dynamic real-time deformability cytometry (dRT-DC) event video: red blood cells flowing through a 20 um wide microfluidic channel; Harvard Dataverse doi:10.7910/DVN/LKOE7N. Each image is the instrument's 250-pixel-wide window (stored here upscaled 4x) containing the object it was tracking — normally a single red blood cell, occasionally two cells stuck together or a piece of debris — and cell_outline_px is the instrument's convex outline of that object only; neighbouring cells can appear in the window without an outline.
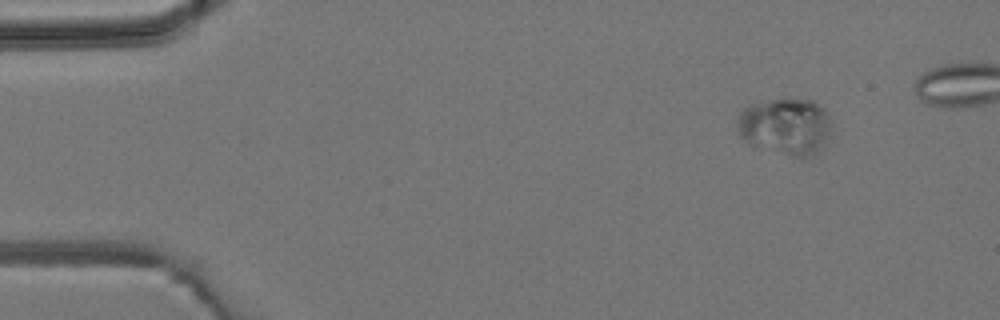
{"species": "common noctule bat (a hibernating species)", "species_latin": "Nyctalus noctula", "temperature_condition": "room temperature", "stored_images_in_passage": 5, "camera_frame_rate_fps": 3000, "um_per_image_px": 0.085, "animal": {"sex": "male", "body_mass_g": 19.2, "forearm_length_mm": 51.8}, "frame": {"image": 1, "passage_image": 1, "time_ms": 0.0, "image_size_px": [1000, 320], "cell_outline_px": [[832, 128], [824, 144], [816, 152], [800, 160], [748, 144], [740, 136], [736, 128], [736, 120], [740, 112], [748, 104], [772, 100], [812, 100], [824, 108], [832, 124]], "centroid_in_image_um": [66.74, 10.77], "position_along_channel_um": 18.3, "area_um2": 31.56}}